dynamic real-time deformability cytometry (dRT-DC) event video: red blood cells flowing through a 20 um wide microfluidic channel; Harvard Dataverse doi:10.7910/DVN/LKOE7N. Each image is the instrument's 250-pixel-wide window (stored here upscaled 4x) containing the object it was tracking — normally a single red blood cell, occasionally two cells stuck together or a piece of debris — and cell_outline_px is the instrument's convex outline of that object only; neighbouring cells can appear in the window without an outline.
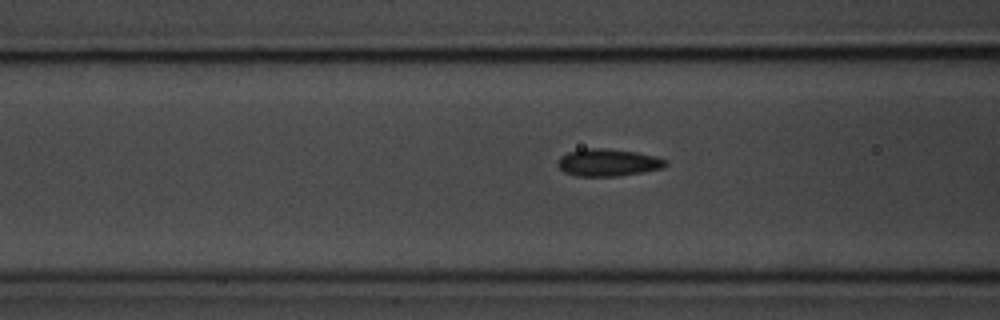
{"species": "common noctule bat (a hibernating species)", "species_latin": "Nyctalus noctula", "temperature_condition": "room temperature", "stored_images_in_passage": 39, "camera_frame_rate_fps": 3000, "um_per_image_px": 0.085, "animal": {"sex": "male", "body_mass_g": 20.1, "forearm_length_mm": 53.5}, "frame": {"image": 1, "passage_image": 5, "time_ms": 1.333, "image_size_px": [1000, 320], "cell_outline_px": [[668, 164], [664, 168], [644, 172], [616, 176], [576, 176], [564, 172], [556, 164], [556, 160], [560, 156], [568, 152], [584, 148], [604, 148], [636, 152], [656, 156], [668, 160]], "centroid_in_image_um": [51.68, 13.81], "position_along_channel_um": 114.9, "area_um2": 17.4}}
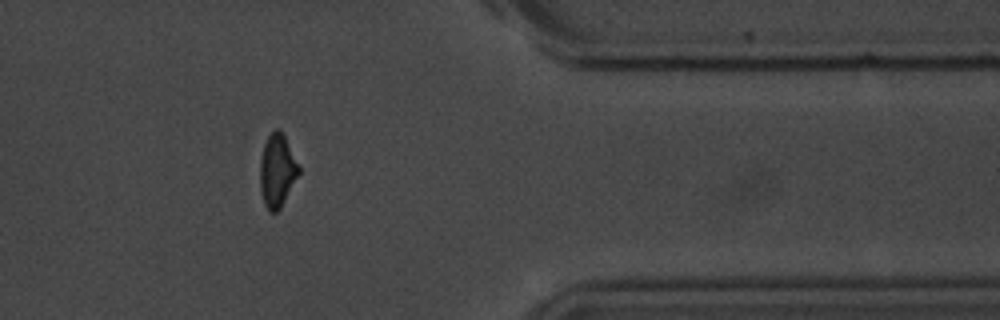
{"frame": {"image": 2, "passage_image": 29, "time_ms": 9.333, "image_size_px": [1000, 320], "cell_outline_px": [[300, 172], [280, 208], [276, 212], [268, 212], [264, 204], [260, 188], [260, 160], [264, 144], [268, 136], [276, 128], [280, 128], [300, 168]], "centroid_in_image_um": [23.54, 14.51], "position_along_channel_um": 387.9, "area_um2": 16.3}}
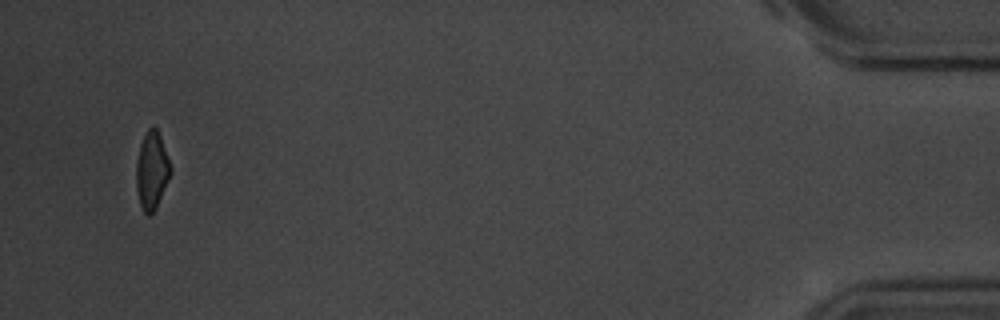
{"frame": {"image": 3, "passage_image": 37, "time_ms": 12.0, "image_size_px": [1000, 320], "cell_outline_px": [[172, 172], [156, 208], [148, 216], [144, 212], [140, 204], [136, 188], [136, 164], [140, 144], [148, 128], [152, 124], [156, 128], [160, 136], [172, 168]], "centroid_in_image_um": [12.9, 14.49], "position_along_channel_um": 422.3, "area_um2": 15.49}, "authors_computed_cell_mechanics": {"area_um2": 16.5886, "velocity_mm_per_s": 3.654, "shape_relaxation_time_tau1_ms": 3.3335, "shape_relaxation_time_tau2_ms": 2.06, "deformation_change_tau1": 0.1128, "deformation_change_tau2": 0.0675}}